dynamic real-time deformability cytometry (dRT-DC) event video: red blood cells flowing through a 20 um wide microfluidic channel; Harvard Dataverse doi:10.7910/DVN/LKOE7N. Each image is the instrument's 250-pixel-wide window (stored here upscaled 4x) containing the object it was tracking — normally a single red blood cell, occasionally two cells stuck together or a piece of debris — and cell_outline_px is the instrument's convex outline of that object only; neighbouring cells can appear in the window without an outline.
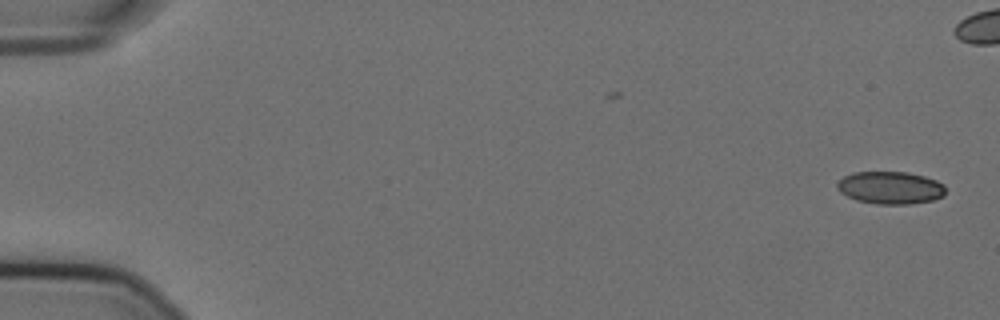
{"species": "Egyptian fruit bat (a non-hibernating species)", "species_latin": "Rousettus aegyptiacus", "temperature_condition": "cold", "stored_images_in_passage": 18, "camera_frame_rate_fps": 3000, "um_per_image_px": 0.085, "animal": {"sex": "female"}, "frame": {"image": 1, "passage_image": 1, "time_ms": 0.0, "image_size_px": [1000, 320], "cell_outline_px": [[944, 196], [932, 200], [908, 204], [876, 204], [856, 200], [840, 192], [836, 188], [836, 184], [844, 176], [852, 172], [908, 172], [924, 176], [936, 180], [944, 184]], "centroid_in_image_um": [75.66, 15.95], "position_along_channel_um": 9.3, "area_um2": 20.58}}